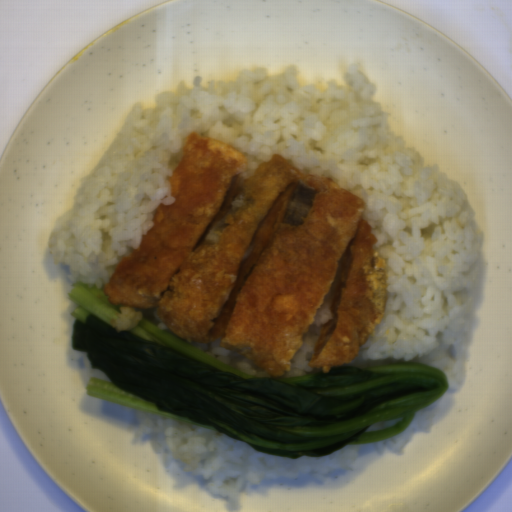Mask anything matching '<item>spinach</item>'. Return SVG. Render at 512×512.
Listing matches in <instances>:
<instances>
[{"mask_svg": "<svg viewBox=\"0 0 512 512\" xmlns=\"http://www.w3.org/2000/svg\"><path fill=\"white\" fill-rule=\"evenodd\" d=\"M101 285L70 284L72 349L86 352L91 398L216 431L280 458L328 457L349 444L404 433L417 412L449 392L439 368L417 361L312 368L301 375H254L174 335L155 311L129 330Z\"/></svg>", "mask_w": 512, "mask_h": 512, "instance_id": "spinach-1", "label": "spinach"}]
</instances>
